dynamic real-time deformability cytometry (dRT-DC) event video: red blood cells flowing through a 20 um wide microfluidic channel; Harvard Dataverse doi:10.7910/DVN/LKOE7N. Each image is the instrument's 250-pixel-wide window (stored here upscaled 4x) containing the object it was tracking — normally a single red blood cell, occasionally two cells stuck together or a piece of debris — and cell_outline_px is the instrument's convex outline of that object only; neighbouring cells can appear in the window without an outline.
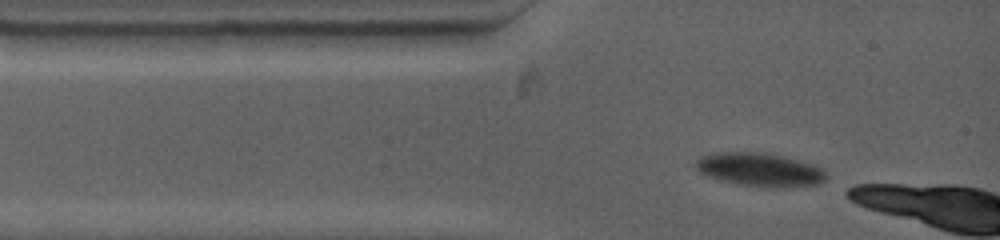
{"species": "common noctule bat (a hibernating species)", "species_latin": "Nyctalus noctula", "temperature_condition": "warm", "stored_images_in_passage": 5, "camera_frame_rate_fps": 4500, "um_per_image_px": 0.085, "animal": {"sex": "female", "body_mass_g": 19.0, "forearm_length_mm": 53.3}, "frame": {"image": 1, "passage_image": 1, "time_ms": 0.0, "image_size_px": [1000, 240], "cell_outline_px": [[824, 176], [820, 180], [808, 184], [748, 184], [716, 176], [704, 172], [696, 164], [700, 160], [708, 156], [724, 152], [772, 152], [816, 168]], "centroid_in_image_um": [64.54, 14.32], "position_along_channel_um": 20.5, "area_um2": 21.96}}